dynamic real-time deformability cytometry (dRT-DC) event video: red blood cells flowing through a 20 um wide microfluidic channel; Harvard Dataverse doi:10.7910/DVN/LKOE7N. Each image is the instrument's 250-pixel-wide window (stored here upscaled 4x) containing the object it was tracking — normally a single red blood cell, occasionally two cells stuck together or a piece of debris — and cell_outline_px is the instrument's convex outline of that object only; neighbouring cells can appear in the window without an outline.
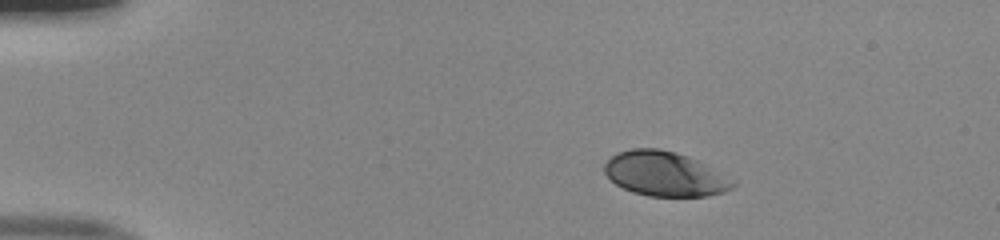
{"species": "human", "species_latin": "Homo sapiens", "temperature_condition": "room temperature", "stored_images_in_passage": 43, "camera_frame_rate_fps": 3000, "um_per_image_px": 0.085, "donor": {"sex": "male"}, "frame": {"image": 1, "passage_image": 1, "time_ms": 0.0, "image_size_px": [1000, 240], "cell_outline_px": [[736, 184], [732, 188], [724, 192], [708, 196], [648, 196], [632, 192], [616, 184], [604, 172], [604, 164], [616, 152], [632, 148], [660, 148], [676, 152], [696, 160]], "centroid_in_image_um": [56.42, 14.78], "position_along_channel_um": 28.6, "area_um2": 32.77}}
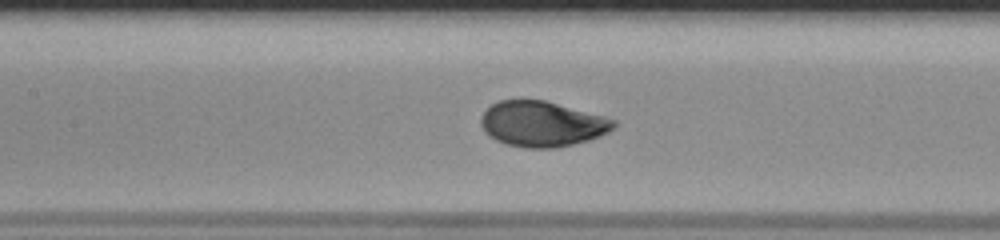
{"frame": {"image": 2, "passage_image": 17, "time_ms": 5.333, "image_size_px": [1000, 240], "cell_outline_px": [[616, 124], [608, 132], [600, 136], [588, 140], [556, 148], [528, 148], [508, 144], [496, 140], [488, 136], [484, 132], [480, 124], [480, 116], [492, 104], [500, 100], [544, 100], [604, 116], [616, 120]], "centroid_in_image_um": [46.05, 10.53], "position_along_channel_um": 161.3, "area_um2": 35.03}}
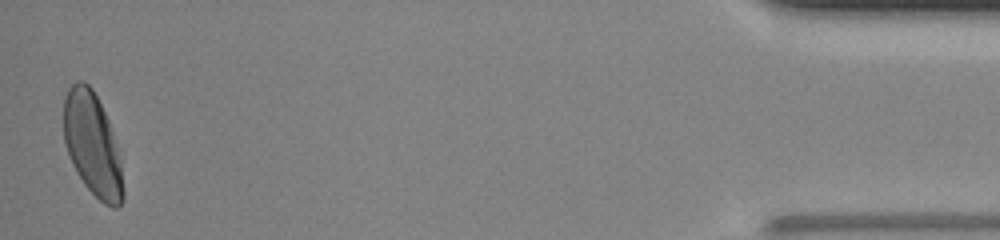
{"frame": {"image": 3, "passage_image": 43, "time_ms": 14.0, "image_size_px": [1000, 240], "cell_outline_px": [[124, 200], [116, 208], [112, 208], [104, 204], [84, 184], [68, 152], [64, 140], [64, 100], [68, 88], [76, 80], [84, 80], [92, 88], [108, 120], [120, 160], [124, 192]], "centroid_in_image_um": [7.86, 12.27], "position_along_channel_um": 427.3, "area_um2": 35.08}, "authors_computed_cell_mechanics": {"area_um2": 35.0846, "velocity_mm_per_s": 3.9897, "shape_relaxation_time_tau1_ms": 2.2212, "shape_relaxation_time_tau2_ms": null, "deformation_change_tau1": 0.1608, "deformation_change_tau2": null}}